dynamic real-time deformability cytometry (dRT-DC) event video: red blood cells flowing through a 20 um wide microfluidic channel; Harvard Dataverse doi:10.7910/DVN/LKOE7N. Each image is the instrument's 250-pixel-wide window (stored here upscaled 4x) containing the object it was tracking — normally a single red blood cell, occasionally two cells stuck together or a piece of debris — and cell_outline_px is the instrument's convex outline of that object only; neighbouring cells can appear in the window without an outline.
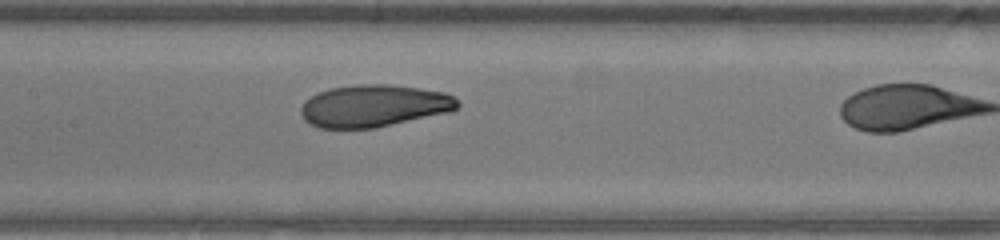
{"species": "human", "species_latin": "Homo sapiens", "temperature_condition": "warm", "stored_images_in_passage": 17, "camera_frame_rate_fps": 3000, "um_per_image_px": 0.085, "donor": {"sex": "male"}, "frame": {"image": 1, "passage_image": 8, "time_ms": 2.333, "image_size_px": [1000, 240], "cell_outline_px": [[460, 104], [452, 112], [376, 128], [320, 128], [304, 120], [300, 112], [300, 108], [304, 100], [328, 88], [356, 84], [388, 84], [420, 88], [444, 92], [460, 100]], "centroid_in_image_um": [31.81, 9.0], "position_along_channel_um": 175.6, "area_um2": 38.9}}